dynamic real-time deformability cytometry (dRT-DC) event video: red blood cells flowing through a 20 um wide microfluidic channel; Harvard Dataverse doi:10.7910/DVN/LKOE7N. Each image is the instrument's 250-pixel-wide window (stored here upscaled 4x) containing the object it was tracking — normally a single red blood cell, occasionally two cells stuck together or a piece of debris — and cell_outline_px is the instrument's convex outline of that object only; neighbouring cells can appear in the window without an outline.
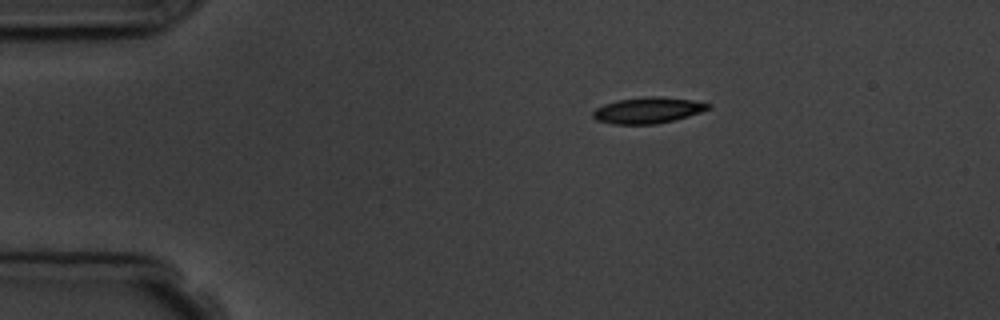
{"species": "common noctule bat (a hibernating species)", "species_latin": "Nyctalus noctula", "temperature_condition": "room temperature", "stored_images_in_passage": 4, "camera_frame_rate_fps": 3000, "um_per_image_px": 0.085, "animal": {"sex": "male", "body_mass_g": 19.5, "forearm_length_mm": 54.6}, "frame": {"image": 1, "passage_image": 1, "time_ms": 0.0, "image_size_px": [1000, 320], "cell_outline_px": [[712, 108], [676, 120], [656, 124], [612, 124], [596, 120], [592, 116], [592, 112], [596, 108], [604, 104], [616, 100], [644, 96], [660, 96], [692, 100], [712, 104]], "centroid_in_image_um": [55.07, 9.37], "position_along_channel_um": 29.9, "area_um2": 17.74}}
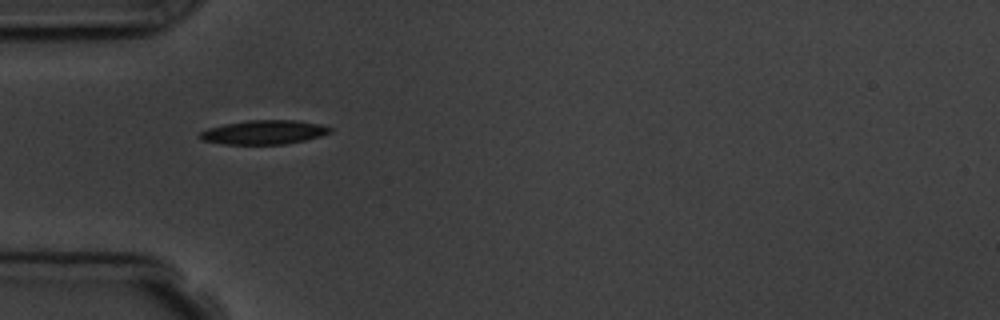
{"frame": {"image": 2, "passage_image": 3, "time_ms": 2.333, "image_size_px": [1000, 320], "cell_outline_px": [[332, 132], [320, 136], [304, 140], [284, 144], [224, 144], [200, 140], [196, 136], [200, 132], [208, 128], [224, 124], [248, 120], [296, 120], [320, 124], [332, 128]], "centroid_in_image_um": [22.4, 11.24], "position_along_channel_um": 62.6, "area_um2": 18.32}}